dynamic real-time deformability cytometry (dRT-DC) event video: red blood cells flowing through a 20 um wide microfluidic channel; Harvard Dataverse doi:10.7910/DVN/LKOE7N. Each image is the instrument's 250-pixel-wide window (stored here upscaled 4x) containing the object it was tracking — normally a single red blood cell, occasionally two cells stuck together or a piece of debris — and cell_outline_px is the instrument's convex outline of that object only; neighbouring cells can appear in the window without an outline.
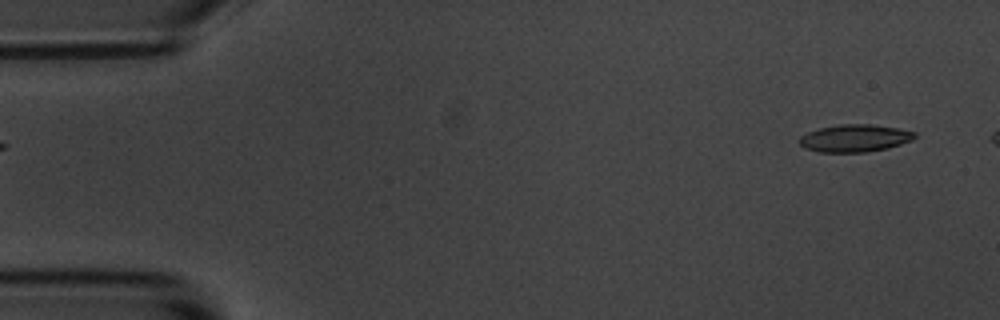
{"species": "common noctule bat (a hibernating species)", "species_latin": "Nyctalus noctula", "temperature_condition": "room temperature", "stored_images_in_passage": 5, "segment_of_instrument_passage": [2, 2], "camera_frame_rate_fps": 3000, "um_per_image_px": 0.085, "animal": {"sex": "male", "body_mass_g": 20.1, "forearm_length_mm": 53.5}, "frame": {"image": 1, "passage_image": 5, "time_ms": 5.333, "image_size_px": [1000, 320], "cell_outline_px": [[916, 136], [912, 140], [888, 148], [864, 152], [820, 152], [804, 148], [800, 144], [800, 136], [808, 132], [820, 128], [840, 124], [872, 124], [896, 128], [916, 132]], "centroid_in_image_um": [72.65, 11.74], "position_along_channel_um": 12.3, "area_um2": 18.32}}